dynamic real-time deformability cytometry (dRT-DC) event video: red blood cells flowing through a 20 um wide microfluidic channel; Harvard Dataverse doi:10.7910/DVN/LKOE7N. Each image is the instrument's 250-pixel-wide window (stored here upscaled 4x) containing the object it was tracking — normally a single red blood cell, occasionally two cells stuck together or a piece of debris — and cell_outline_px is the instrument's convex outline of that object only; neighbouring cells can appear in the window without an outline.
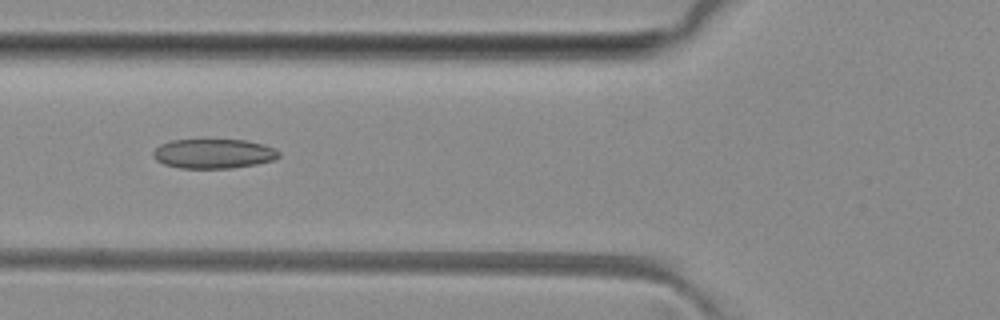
{"species": "common noctule bat (a hibernating species)", "species_latin": "Nyctalus noctula", "temperature_condition": "room temperature", "stored_images_in_passage": 4, "camera_frame_rate_fps": 3000, "um_per_image_px": 0.085, "animal": {"sex": "female", "body_mass_g": 29.2, "forearm_length_mm": 56.3}, "frame": {"image": 1, "passage_image": 3, "time_ms": 3.0, "image_size_px": [1000, 320], "cell_outline_px": [[280, 156], [272, 160], [256, 164], [232, 168], [180, 168], [164, 164], [156, 160], [152, 156], [152, 152], [160, 144], [172, 140], [244, 140], [264, 144], [280, 152]], "centroid_in_image_um": [18.13, 13.06], "position_along_channel_um": 107.7, "area_um2": 21.56}}
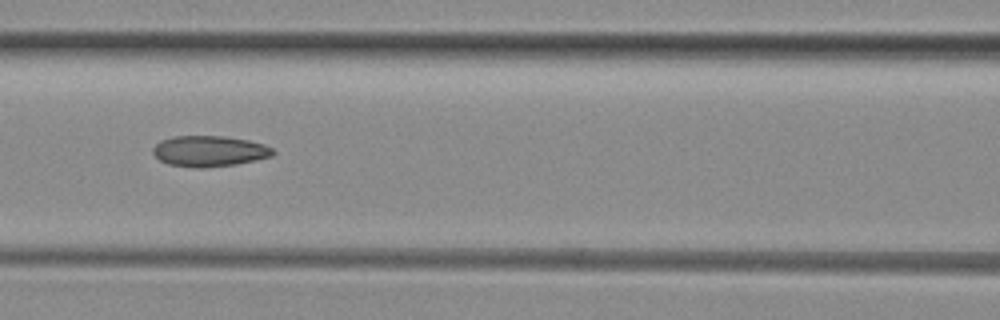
{"frame": {"image": 2, "passage_image": 4, "time_ms": 4.0, "image_size_px": [1000, 320], "cell_outline_px": [[276, 152], [272, 156], [256, 160], [236, 164], [204, 168], [196, 168], [168, 164], [160, 160], [152, 152], [152, 148], [160, 140], [172, 136], [224, 136], [248, 140], [264, 144], [272, 148]], "centroid_in_image_um": [17.79, 12.84], "position_along_channel_um": 148.8, "area_um2": 21.68}}